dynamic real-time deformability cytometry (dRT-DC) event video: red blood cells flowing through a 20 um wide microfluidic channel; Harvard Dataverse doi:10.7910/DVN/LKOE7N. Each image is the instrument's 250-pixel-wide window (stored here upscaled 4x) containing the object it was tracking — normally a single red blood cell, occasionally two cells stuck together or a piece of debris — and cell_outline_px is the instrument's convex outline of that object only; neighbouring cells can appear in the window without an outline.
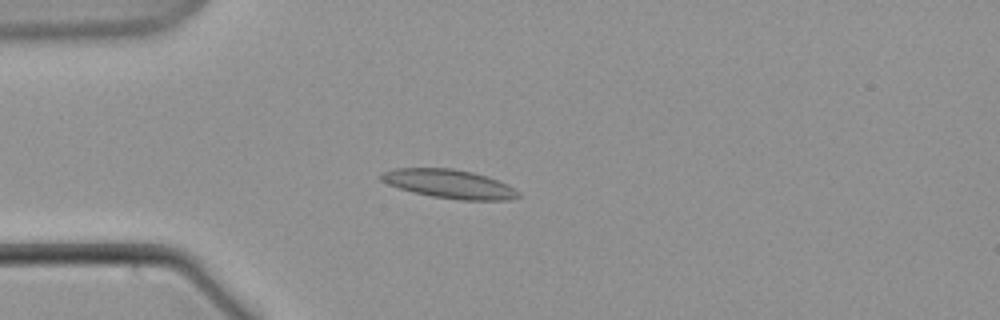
{"species": "common noctule bat (a hibernating species)", "species_latin": "Nyctalus noctula", "temperature_condition": "warm", "stored_images_in_passage": 54, "camera_frame_rate_fps": 3000, "um_per_image_px": 0.085, "animal": {"sex": "male", "body_mass_g": 21.5, "forearm_length_mm": 52.0}, "frame": {"image": 1, "passage_image": 9, "time_ms": 2.667, "image_size_px": [1000, 320], "cell_outline_px": [[520, 196], [512, 200], [460, 200], [432, 196], [412, 192], [388, 184], [380, 180], [376, 176], [380, 172], [396, 168], [452, 168], [472, 172], [508, 184], [520, 192]], "centroid_in_image_um": [38.15, 15.63], "position_along_channel_um": 46.8, "area_um2": 23.12}}
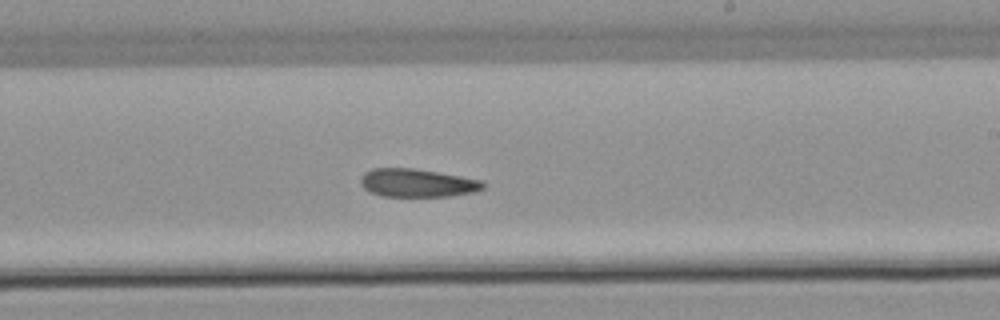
{"frame": {"image": 2, "passage_image": 29, "time_ms": 9.333, "image_size_px": [1000, 320], "cell_outline_px": [[484, 188], [476, 192], [448, 196], [380, 196], [364, 188], [360, 184], [360, 176], [364, 172], [372, 168], [412, 168], [460, 176], [480, 180], [484, 184]], "centroid_in_image_um": [35.43, 15.55], "position_along_channel_um": 253.6, "area_um2": 20.06}}
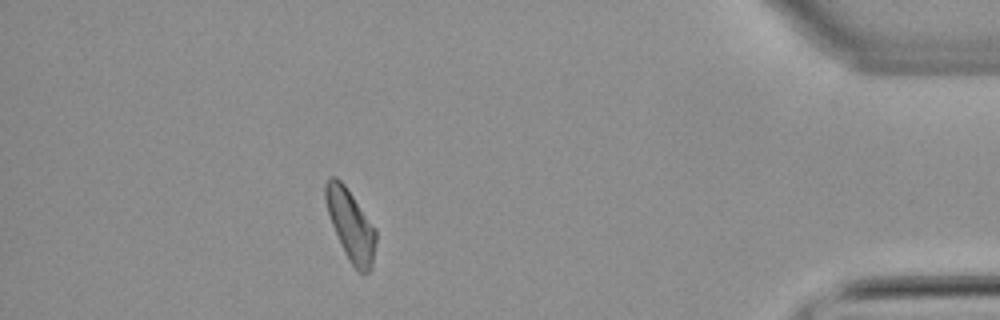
{"frame": {"image": 3, "passage_image": 47, "time_ms": 15.333, "image_size_px": [1000, 320], "cell_outline_px": [[376, 240], [372, 268], [364, 276], [348, 260], [344, 252], [332, 224], [328, 212], [324, 196], [324, 184], [328, 176], [336, 176], [344, 184], [376, 228]], "centroid_in_image_um": [29.8, 19.12], "position_along_channel_um": 405.4, "area_um2": 20.87}}